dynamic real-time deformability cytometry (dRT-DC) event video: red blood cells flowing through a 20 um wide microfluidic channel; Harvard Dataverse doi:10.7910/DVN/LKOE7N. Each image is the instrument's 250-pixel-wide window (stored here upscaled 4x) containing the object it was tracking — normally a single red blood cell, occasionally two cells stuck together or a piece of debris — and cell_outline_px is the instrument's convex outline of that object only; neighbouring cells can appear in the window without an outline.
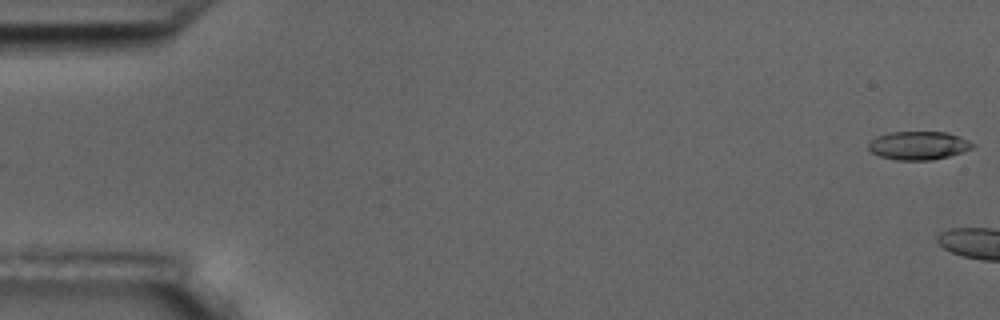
{"species": "common noctule bat (a hibernating species)", "species_latin": "Nyctalus noctula", "temperature_condition": "room temperature", "stored_images_in_passage": 6, "camera_frame_rate_fps": 3000, "um_per_image_px": 0.085, "animal": {"sex": "male", "body_mass_g": 17.5, "forearm_length_mm": 52.3}, "frame": {"image": 1, "passage_image": 1, "time_ms": 0.0, "image_size_px": [1000, 320], "cell_outline_px": [[976, 144], [972, 148], [948, 156], [932, 160], [896, 160], [880, 156], [872, 152], [868, 148], [868, 144], [876, 136], [888, 132], [948, 132], [960, 136]], "centroid_in_image_um": [78.07, 12.36], "position_along_channel_um": 6.9, "area_um2": 17.22}}
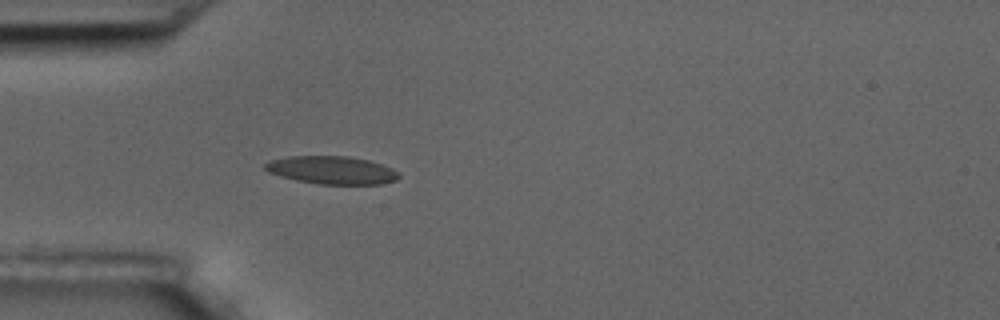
{"frame": {"image": 2, "passage_image": 6, "time_ms": 6.667, "image_size_px": [1000, 320], "cell_outline_px": [[400, 176], [396, 180], [380, 184], [320, 184], [296, 180], [280, 176], [268, 172], [264, 168], [264, 164], [268, 160], [288, 156], [348, 156], [368, 160], [392, 168], [400, 172]], "centroid_in_image_um": [28.19, 14.45], "position_along_channel_um": 56.8, "area_um2": 21.85}}